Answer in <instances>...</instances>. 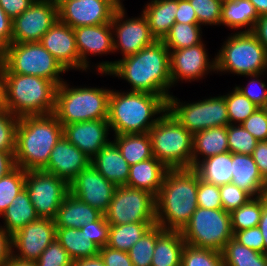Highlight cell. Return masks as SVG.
Segmentation results:
<instances>
[{"mask_svg":"<svg viewBox=\"0 0 267 266\" xmlns=\"http://www.w3.org/2000/svg\"><path fill=\"white\" fill-rule=\"evenodd\" d=\"M263 210V195L251 198L247 203L230 213L233 234L256 227L259 224Z\"/></svg>","mask_w":267,"mask_h":266,"instance_id":"f35d334b","label":"cell"},{"mask_svg":"<svg viewBox=\"0 0 267 266\" xmlns=\"http://www.w3.org/2000/svg\"><path fill=\"white\" fill-rule=\"evenodd\" d=\"M6 109L5 68H0V111Z\"/></svg>","mask_w":267,"mask_h":266,"instance_id":"003e7915","label":"cell"},{"mask_svg":"<svg viewBox=\"0 0 267 266\" xmlns=\"http://www.w3.org/2000/svg\"><path fill=\"white\" fill-rule=\"evenodd\" d=\"M4 220L3 228L12 236L28 223L37 220L39 217L24 188L17 194L11 205L1 215Z\"/></svg>","mask_w":267,"mask_h":266,"instance_id":"d6a6232c","label":"cell"},{"mask_svg":"<svg viewBox=\"0 0 267 266\" xmlns=\"http://www.w3.org/2000/svg\"><path fill=\"white\" fill-rule=\"evenodd\" d=\"M107 119L75 122L63 127V135L80 151L92 159L110 141Z\"/></svg>","mask_w":267,"mask_h":266,"instance_id":"ffe728a7","label":"cell"},{"mask_svg":"<svg viewBox=\"0 0 267 266\" xmlns=\"http://www.w3.org/2000/svg\"><path fill=\"white\" fill-rule=\"evenodd\" d=\"M193 7L199 25H221V0H188Z\"/></svg>","mask_w":267,"mask_h":266,"instance_id":"f6af8a7d","label":"cell"},{"mask_svg":"<svg viewBox=\"0 0 267 266\" xmlns=\"http://www.w3.org/2000/svg\"><path fill=\"white\" fill-rule=\"evenodd\" d=\"M3 266H37L36 261H27L11 255L10 259Z\"/></svg>","mask_w":267,"mask_h":266,"instance_id":"a7ac6f4b","label":"cell"},{"mask_svg":"<svg viewBox=\"0 0 267 266\" xmlns=\"http://www.w3.org/2000/svg\"><path fill=\"white\" fill-rule=\"evenodd\" d=\"M241 125L258 141L267 140V110L257 108Z\"/></svg>","mask_w":267,"mask_h":266,"instance_id":"816d5d0a","label":"cell"},{"mask_svg":"<svg viewBox=\"0 0 267 266\" xmlns=\"http://www.w3.org/2000/svg\"><path fill=\"white\" fill-rule=\"evenodd\" d=\"M125 14L124 5L121 4L114 12L111 21L112 33H114L112 34L113 50L114 52L120 50L123 58L138 53L156 41L143 13L140 17L130 19H124Z\"/></svg>","mask_w":267,"mask_h":266,"instance_id":"5bb4252c","label":"cell"},{"mask_svg":"<svg viewBox=\"0 0 267 266\" xmlns=\"http://www.w3.org/2000/svg\"><path fill=\"white\" fill-rule=\"evenodd\" d=\"M165 230L153 225L128 251L133 266H151L157 238Z\"/></svg>","mask_w":267,"mask_h":266,"instance_id":"ab89813d","label":"cell"},{"mask_svg":"<svg viewBox=\"0 0 267 266\" xmlns=\"http://www.w3.org/2000/svg\"><path fill=\"white\" fill-rule=\"evenodd\" d=\"M184 103L171 95L167 101V110L193 135L205 129L229 125L224 95Z\"/></svg>","mask_w":267,"mask_h":266,"instance_id":"8fae6325","label":"cell"},{"mask_svg":"<svg viewBox=\"0 0 267 266\" xmlns=\"http://www.w3.org/2000/svg\"><path fill=\"white\" fill-rule=\"evenodd\" d=\"M219 190L222 207L229 213L238 209L253 198L249 193L240 189L233 183L221 185L219 186Z\"/></svg>","mask_w":267,"mask_h":266,"instance_id":"7dc6e473","label":"cell"},{"mask_svg":"<svg viewBox=\"0 0 267 266\" xmlns=\"http://www.w3.org/2000/svg\"><path fill=\"white\" fill-rule=\"evenodd\" d=\"M58 20L55 0H34L30 7L12 21V43L40 42Z\"/></svg>","mask_w":267,"mask_h":266,"instance_id":"2e32d148","label":"cell"},{"mask_svg":"<svg viewBox=\"0 0 267 266\" xmlns=\"http://www.w3.org/2000/svg\"><path fill=\"white\" fill-rule=\"evenodd\" d=\"M252 32L267 50V14L259 16Z\"/></svg>","mask_w":267,"mask_h":266,"instance_id":"be15d7a7","label":"cell"},{"mask_svg":"<svg viewBox=\"0 0 267 266\" xmlns=\"http://www.w3.org/2000/svg\"><path fill=\"white\" fill-rule=\"evenodd\" d=\"M259 16L249 0H230L223 2L221 24L239 29L247 27L243 32L253 31Z\"/></svg>","mask_w":267,"mask_h":266,"instance_id":"836d02e7","label":"cell"},{"mask_svg":"<svg viewBox=\"0 0 267 266\" xmlns=\"http://www.w3.org/2000/svg\"><path fill=\"white\" fill-rule=\"evenodd\" d=\"M33 2L34 0H0V6L14 20L27 10Z\"/></svg>","mask_w":267,"mask_h":266,"instance_id":"9f6ffc18","label":"cell"},{"mask_svg":"<svg viewBox=\"0 0 267 266\" xmlns=\"http://www.w3.org/2000/svg\"><path fill=\"white\" fill-rule=\"evenodd\" d=\"M37 266H72L73 260L55 238L36 260Z\"/></svg>","mask_w":267,"mask_h":266,"instance_id":"c3c4849f","label":"cell"},{"mask_svg":"<svg viewBox=\"0 0 267 266\" xmlns=\"http://www.w3.org/2000/svg\"><path fill=\"white\" fill-rule=\"evenodd\" d=\"M12 255V236L0 226V266H3Z\"/></svg>","mask_w":267,"mask_h":266,"instance_id":"91938a15","label":"cell"},{"mask_svg":"<svg viewBox=\"0 0 267 266\" xmlns=\"http://www.w3.org/2000/svg\"><path fill=\"white\" fill-rule=\"evenodd\" d=\"M199 177L193 168L168 169L156 197V225L181 231L197 209Z\"/></svg>","mask_w":267,"mask_h":266,"instance_id":"7a4b0ae2","label":"cell"},{"mask_svg":"<svg viewBox=\"0 0 267 266\" xmlns=\"http://www.w3.org/2000/svg\"><path fill=\"white\" fill-rule=\"evenodd\" d=\"M12 21L0 6V40L6 46L12 43Z\"/></svg>","mask_w":267,"mask_h":266,"instance_id":"94428289","label":"cell"},{"mask_svg":"<svg viewBox=\"0 0 267 266\" xmlns=\"http://www.w3.org/2000/svg\"><path fill=\"white\" fill-rule=\"evenodd\" d=\"M197 206L204 209H223L219 186L210 184L199 178Z\"/></svg>","mask_w":267,"mask_h":266,"instance_id":"681fc988","label":"cell"},{"mask_svg":"<svg viewBox=\"0 0 267 266\" xmlns=\"http://www.w3.org/2000/svg\"><path fill=\"white\" fill-rule=\"evenodd\" d=\"M167 111V101L147 92H118L109 96L108 123L115 135L148 133ZM155 115L158 117L155 118ZM153 117L155 119H153Z\"/></svg>","mask_w":267,"mask_h":266,"instance_id":"277c9868","label":"cell"},{"mask_svg":"<svg viewBox=\"0 0 267 266\" xmlns=\"http://www.w3.org/2000/svg\"><path fill=\"white\" fill-rule=\"evenodd\" d=\"M58 20L72 28L111 23L122 0H55Z\"/></svg>","mask_w":267,"mask_h":266,"instance_id":"9a60e30c","label":"cell"},{"mask_svg":"<svg viewBox=\"0 0 267 266\" xmlns=\"http://www.w3.org/2000/svg\"><path fill=\"white\" fill-rule=\"evenodd\" d=\"M170 51L162 40L118 61L99 62L96 66L101 75H114L131 84L130 91L147 92L162 96L166 101L171 96Z\"/></svg>","mask_w":267,"mask_h":266,"instance_id":"6da1fadb","label":"cell"},{"mask_svg":"<svg viewBox=\"0 0 267 266\" xmlns=\"http://www.w3.org/2000/svg\"><path fill=\"white\" fill-rule=\"evenodd\" d=\"M204 45L206 44L201 42L188 48L169 50L172 86L180 80L187 82L199 80L210 71L216 70L215 58L209 61Z\"/></svg>","mask_w":267,"mask_h":266,"instance_id":"d6986e66","label":"cell"},{"mask_svg":"<svg viewBox=\"0 0 267 266\" xmlns=\"http://www.w3.org/2000/svg\"><path fill=\"white\" fill-rule=\"evenodd\" d=\"M217 72L250 76L267 72V50L250 32L230 35L215 57Z\"/></svg>","mask_w":267,"mask_h":266,"instance_id":"ba28073f","label":"cell"},{"mask_svg":"<svg viewBox=\"0 0 267 266\" xmlns=\"http://www.w3.org/2000/svg\"><path fill=\"white\" fill-rule=\"evenodd\" d=\"M110 226L103 214L97 221L87 223L80 229L85 230L91 241L102 248L108 244Z\"/></svg>","mask_w":267,"mask_h":266,"instance_id":"f5cc1de1","label":"cell"},{"mask_svg":"<svg viewBox=\"0 0 267 266\" xmlns=\"http://www.w3.org/2000/svg\"><path fill=\"white\" fill-rule=\"evenodd\" d=\"M19 117L8 110L0 111V151L15 152Z\"/></svg>","mask_w":267,"mask_h":266,"instance_id":"bcb514c9","label":"cell"},{"mask_svg":"<svg viewBox=\"0 0 267 266\" xmlns=\"http://www.w3.org/2000/svg\"><path fill=\"white\" fill-rule=\"evenodd\" d=\"M26 170L15 167L0 178V217L21 190L25 188Z\"/></svg>","mask_w":267,"mask_h":266,"instance_id":"60d3db41","label":"cell"},{"mask_svg":"<svg viewBox=\"0 0 267 266\" xmlns=\"http://www.w3.org/2000/svg\"><path fill=\"white\" fill-rule=\"evenodd\" d=\"M178 0H150L142 13L148 20L150 31L156 40H163L175 23Z\"/></svg>","mask_w":267,"mask_h":266,"instance_id":"f1b7e54d","label":"cell"},{"mask_svg":"<svg viewBox=\"0 0 267 266\" xmlns=\"http://www.w3.org/2000/svg\"><path fill=\"white\" fill-rule=\"evenodd\" d=\"M40 43L68 71L81 70V60L76 47L74 28L57 20L42 36Z\"/></svg>","mask_w":267,"mask_h":266,"instance_id":"44dd1931","label":"cell"},{"mask_svg":"<svg viewBox=\"0 0 267 266\" xmlns=\"http://www.w3.org/2000/svg\"><path fill=\"white\" fill-rule=\"evenodd\" d=\"M193 169L198 177L210 184L225 185L232 181V153L230 151L200 160Z\"/></svg>","mask_w":267,"mask_h":266,"instance_id":"4dcf8cb0","label":"cell"},{"mask_svg":"<svg viewBox=\"0 0 267 266\" xmlns=\"http://www.w3.org/2000/svg\"><path fill=\"white\" fill-rule=\"evenodd\" d=\"M99 255L105 266H133L128 252L125 251L104 246L100 248Z\"/></svg>","mask_w":267,"mask_h":266,"instance_id":"11a10c76","label":"cell"},{"mask_svg":"<svg viewBox=\"0 0 267 266\" xmlns=\"http://www.w3.org/2000/svg\"><path fill=\"white\" fill-rule=\"evenodd\" d=\"M104 216L110 225L156 222V197L126 185L116 187Z\"/></svg>","mask_w":267,"mask_h":266,"instance_id":"7c38bea8","label":"cell"},{"mask_svg":"<svg viewBox=\"0 0 267 266\" xmlns=\"http://www.w3.org/2000/svg\"><path fill=\"white\" fill-rule=\"evenodd\" d=\"M231 183L252 197L267 194V181L260 174L252 155L232 153Z\"/></svg>","mask_w":267,"mask_h":266,"instance_id":"cb8c5ba5","label":"cell"},{"mask_svg":"<svg viewBox=\"0 0 267 266\" xmlns=\"http://www.w3.org/2000/svg\"><path fill=\"white\" fill-rule=\"evenodd\" d=\"M263 73L250 75L251 80L246 87L236 86L235 88L246 96L258 108H265L267 106V87L265 82H261L259 78ZM255 78V79H254ZM258 84L256 89L255 85ZM253 85V86H252ZM254 88V89H253Z\"/></svg>","mask_w":267,"mask_h":266,"instance_id":"f907efd6","label":"cell"},{"mask_svg":"<svg viewBox=\"0 0 267 266\" xmlns=\"http://www.w3.org/2000/svg\"><path fill=\"white\" fill-rule=\"evenodd\" d=\"M6 110L17 117L53 114L57 84L32 75L5 73Z\"/></svg>","mask_w":267,"mask_h":266,"instance_id":"5b68a950","label":"cell"},{"mask_svg":"<svg viewBox=\"0 0 267 266\" xmlns=\"http://www.w3.org/2000/svg\"><path fill=\"white\" fill-rule=\"evenodd\" d=\"M233 238L240 244L264 254L263 236L258 226L236 231L233 234Z\"/></svg>","mask_w":267,"mask_h":266,"instance_id":"db71d44e","label":"cell"},{"mask_svg":"<svg viewBox=\"0 0 267 266\" xmlns=\"http://www.w3.org/2000/svg\"><path fill=\"white\" fill-rule=\"evenodd\" d=\"M201 27L199 24L174 23L162 41L169 50L197 45L202 42Z\"/></svg>","mask_w":267,"mask_h":266,"instance_id":"74e56055","label":"cell"},{"mask_svg":"<svg viewBox=\"0 0 267 266\" xmlns=\"http://www.w3.org/2000/svg\"><path fill=\"white\" fill-rule=\"evenodd\" d=\"M62 136L63 126L54 114L19 117L14 154L16 166L26 171L43 170Z\"/></svg>","mask_w":267,"mask_h":266,"instance_id":"3957f363","label":"cell"},{"mask_svg":"<svg viewBox=\"0 0 267 266\" xmlns=\"http://www.w3.org/2000/svg\"><path fill=\"white\" fill-rule=\"evenodd\" d=\"M55 238L54 220L38 218L12 235V255L22 260L36 261Z\"/></svg>","mask_w":267,"mask_h":266,"instance_id":"e0dca14e","label":"cell"},{"mask_svg":"<svg viewBox=\"0 0 267 266\" xmlns=\"http://www.w3.org/2000/svg\"><path fill=\"white\" fill-rule=\"evenodd\" d=\"M227 126L202 130L193 135L192 168L207 157L229 151ZM200 156L202 159H200Z\"/></svg>","mask_w":267,"mask_h":266,"instance_id":"83f0119b","label":"cell"},{"mask_svg":"<svg viewBox=\"0 0 267 266\" xmlns=\"http://www.w3.org/2000/svg\"><path fill=\"white\" fill-rule=\"evenodd\" d=\"M181 266H224L221 252L184 245Z\"/></svg>","mask_w":267,"mask_h":266,"instance_id":"7bdbcfd3","label":"cell"},{"mask_svg":"<svg viewBox=\"0 0 267 266\" xmlns=\"http://www.w3.org/2000/svg\"><path fill=\"white\" fill-rule=\"evenodd\" d=\"M56 239L73 261L99 255L100 247L91 241L85 230L56 228Z\"/></svg>","mask_w":267,"mask_h":266,"instance_id":"f546056e","label":"cell"},{"mask_svg":"<svg viewBox=\"0 0 267 266\" xmlns=\"http://www.w3.org/2000/svg\"><path fill=\"white\" fill-rule=\"evenodd\" d=\"M68 86L66 81L57 86L53 113L63 127L75 122L108 119L111 89Z\"/></svg>","mask_w":267,"mask_h":266,"instance_id":"8992f818","label":"cell"},{"mask_svg":"<svg viewBox=\"0 0 267 266\" xmlns=\"http://www.w3.org/2000/svg\"><path fill=\"white\" fill-rule=\"evenodd\" d=\"M25 188L39 218L55 219L69 184L43 170L26 171Z\"/></svg>","mask_w":267,"mask_h":266,"instance_id":"4fadbf2b","label":"cell"},{"mask_svg":"<svg viewBox=\"0 0 267 266\" xmlns=\"http://www.w3.org/2000/svg\"><path fill=\"white\" fill-rule=\"evenodd\" d=\"M175 23L199 24L196 13L188 0H178Z\"/></svg>","mask_w":267,"mask_h":266,"instance_id":"6f0895ef","label":"cell"},{"mask_svg":"<svg viewBox=\"0 0 267 266\" xmlns=\"http://www.w3.org/2000/svg\"><path fill=\"white\" fill-rule=\"evenodd\" d=\"M72 266H105L103 259L100 255L91 257V258H84L78 259L73 261Z\"/></svg>","mask_w":267,"mask_h":266,"instance_id":"03108f58","label":"cell"},{"mask_svg":"<svg viewBox=\"0 0 267 266\" xmlns=\"http://www.w3.org/2000/svg\"><path fill=\"white\" fill-rule=\"evenodd\" d=\"M168 168L156 157L130 166L126 186L144 190L157 197Z\"/></svg>","mask_w":267,"mask_h":266,"instance_id":"484cf974","label":"cell"},{"mask_svg":"<svg viewBox=\"0 0 267 266\" xmlns=\"http://www.w3.org/2000/svg\"><path fill=\"white\" fill-rule=\"evenodd\" d=\"M155 224L156 222H140L111 225L107 246L128 252L143 234Z\"/></svg>","mask_w":267,"mask_h":266,"instance_id":"d590c367","label":"cell"},{"mask_svg":"<svg viewBox=\"0 0 267 266\" xmlns=\"http://www.w3.org/2000/svg\"><path fill=\"white\" fill-rule=\"evenodd\" d=\"M253 5L258 14L262 16L267 14V0H249Z\"/></svg>","mask_w":267,"mask_h":266,"instance_id":"89a4df30","label":"cell"},{"mask_svg":"<svg viewBox=\"0 0 267 266\" xmlns=\"http://www.w3.org/2000/svg\"><path fill=\"white\" fill-rule=\"evenodd\" d=\"M90 162L91 159L63 135L53 147L43 171L54 174L69 184Z\"/></svg>","mask_w":267,"mask_h":266,"instance_id":"7402d4cb","label":"cell"},{"mask_svg":"<svg viewBox=\"0 0 267 266\" xmlns=\"http://www.w3.org/2000/svg\"><path fill=\"white\" fill-rule=\"evenodd\" d=\"M102 215L98 209L68 193L57 211L54 222L56 228L80 229L87 223L97 221Z\"/></svg>","mask_w":267,"mask_h":266,"instance_id":"4316f807","label":"cell"},{"mask_svg":"<svg viewBox=\"0 0 267 266\" xmlns=\"http://www.w3.org/2000/svg\"><path fill=\"white\" fill-rule=\"evenodd\" d=\"M7 46L0 40V68L6 65Z\"/></svg>","mask_w":267,"mask_h":266,"instance_id":"2644e50d","label":"cell"},{"mask_svg":"<svg viewBox=\"0 0 267 266\" xmlns=\"http://www.w3.org/2000/svg\"><path fill=\"white\" fill-rule=\"evenodd\" d=\"M180 232L187 245L221 252L233 238L230 213L197 207Z\"/></svg>","mask_w":267,"mask_h":266,"instance_id":"9c48e42d","label":"cell"},{"mask_svg":"<svg viewBox=\"0 0 267 266\" xmlns=\"http://www.w3.org/2000/svg\"><path fill=\"white\" fill-rule=\"evenodd\" d=\"M148 133L153 156L168 169L192 168L193 134L168 110Z\"/></svg>","mask_w":267,"mask_h":266,"instance_id":"52a82bcc","label":"cell"},{"mask_svg":"<svg viewBox=\"0 0 267 266\" xmlns=\"http://www.w3.org/2000/svg\"><path fill=\"white\" fill-rule=\"evenodd\" d=\"M74 34L82 71L90 67V54L102 56L114 52L111 23L77 27L74 28Z\"/></svg>","mask_w":267,"mask_h":266,"instance_id":"603a6c76","label":"cell"},{"mask_svg":"<svg viewBox=\"0 0 267 266\" xmlns=\"http://www.w3.org/2000/svg\"><path fill=\"white\" fill-rule=\"evenodd\" d=\"M14 154L15 152L0 151V178L16 167Z\"/></svg>","mask_w":267,"mask_h":266,"instance_id":"6125c7cd","label":"cell"},{"mask_svg":"<svg viewBox=\"0 0 267 266\" xmlns=\"http://www.w3.org/2000/svg\"><path fill=\"white\" fill-rule=\"evenodd\" d=\"M224 266H267V255L231 238L221 251Z\"/></svg>","mask_w":267,"mask_h":266,"instance_id":"8d00e7d4","label":"cell"},{"mask_svg":"<svg viewBox=\"0 0 267 266\" xmlns=\"http://www.w3.org/2000/svg\"><path fill=\"white\" fill-rule=\"evenodd\" d=\"M116 187L89 164L69 183V193L104 214Z\"/></svg>","mask_w":267,"mask_h":266,"instance_id":"ac0fdd59","label":"cell"},{"mask_svg":"<svg viewBox=\"0 0 267 266\" xmlns=\"http://www.w3.org/2000/svg\"><path fill=\"white\" fill-rule=\"evenodd\" d=\"M264 241V254L267 255V194L263 195V210L258 224Z\"/></svg>","mask_w":267,"mask_h":266,"instance_id":"e7e4bbea","label":"cell"},{"mask_svg":"<svg viewBox=\"0 0 267 266\" xmlns=\"http://www.w3.org/2000/svg\"><path fill=\"white\" fill-rule=\"evenodd\" d=\"M114 143L131 166L153 157L149 133L114 135Z\"/></svg>","mask_w":267,"mask_h":266,"instance_id":"e575fe53","label":"cell"},{"mask_svg":"<svg viewBox=\"0 0 267 266\" xmlns=\"http://www.w3.org/2000/svg\"><path fill=\"white\" fill-rule=\"evenodd\" d=\"M5 73L32 75L49 79L60 85V77L66 70L40 43H11L7 46Z\"/></svg>","mask_w":267,"mask_h":266,"instance_id":"30bf717a","label":"cell"},{"mask_svg":"<svg viewBox=\"0 0 267 266\" xmlns=\"http://www.w3.org/2000/svg\"><path fill=\"white\" fill-rule=\"evenodd\" d=\"M229 124H241L258 108L240 91L234 88L233 91L224 95Z\"/></svg>","mask_w":267,"mask_h":266,"instance_id":"b9f144b4","label":"cell"},{"mask_svg":"<svg viewBox=\"0 0 267 266\" xmlns=\"http://www.w3.org/2000/svg\"><path fill=\"white\" fill-rule=\"evenodd\" d=\"M251 155L258 166L260 174L267 181V140L258 141Z\"/></svg>","mask_w":267,"mask_h":266,"instance_id":"680465c9","label":"cell"},{"mask_svg":"<svg viewBox=\"0 0 267 266\" xmlns=\"http://www.w3.org/2000/svg\"><path fill=\"white\" fill-rule=\"evenodd\" d=\"M227 136L231 153L251 155L258 143V140L241 124H229L227 126Z\"/></svg>","mask_w":267,"mask_h":266,"instance_id":"ee69618b","label":"cell"},{"mask_svg":"<svg viewBox=\"0 0 267 266\" xmlns=\"http://www.w3.org/2000/svg\"><path fill=\"white\" fill-rule=\"evenodd\" d=\"M90 164L115 186H124L129 177L130 165L116 144L110 141L92 159Z\"/></svg>","mask_w":267,"mask_h":266,"instance_id":"d4e9b609","label":"cell"},{"mask_svg":"<svg viewBox=\"0 0 267 266\" xmlns=\"http://www.w3.org/2000/svg\"><path fill=\"white\" fill-rule=\"evenodd\" d=\"M185 244L180 231L165 230L156 240L151 266H181Z\"/></svg>","mask_w":267,"mask_h":266,"instance_id":"1f68e13d","label":"cell"}]
</instances>
